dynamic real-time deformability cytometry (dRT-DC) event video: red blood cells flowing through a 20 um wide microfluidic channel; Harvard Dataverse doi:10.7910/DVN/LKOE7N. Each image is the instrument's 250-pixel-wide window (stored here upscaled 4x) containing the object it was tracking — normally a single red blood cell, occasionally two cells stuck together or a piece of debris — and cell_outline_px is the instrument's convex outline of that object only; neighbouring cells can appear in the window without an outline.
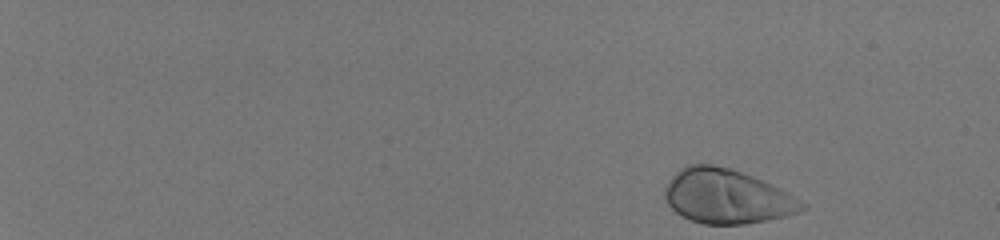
{"species": "human", "species_latin": "Homo sapiens", "temperature_condition": "room temperature", "stored_images_in_passage": 48, "camera_frame_rate_fps": 3000, "um_per_image_px": 0.085, "donor": {"sex": "male"}, "frame": {"image": 1, "passage_image": 1, "time_ms": 0.0, "image_size_px": [1000, 240], "cell_outline_px": [[808, 208], [784, 216], [768, 220], [744, 224], [704, 224], [692, 220], [676, 212], [668, 204], [664, 196], [664, 188], [668, 180], [680, 168], [688, 164], [712, 164], [728, 168], [752, 176], [772, 184], [788, 192], [808, 204]], "centroid_in_image_um": [61.78, 16.69], "position_along_channel_um": 23.2, "area_um2": 43.41}}
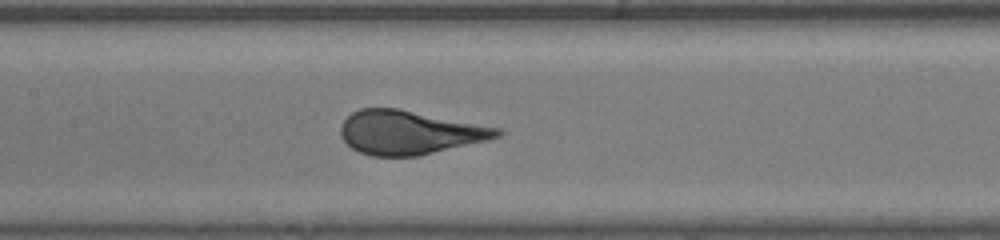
{"frame": {"image": 2, "passage_image": 26, "time_ms": 8.333, "image_size_px": [1000, 240], "cell_outline_px": [[504, 132], [500, 136], [488, 140], [416, 156], [368, 156], [352, 148], [340, 136], [340, 124], [352, 112], [360, 108], [396, 108], [504, 128]], "centroid_in_image_um": [34.81, 11.25], "position_along_channel_um": 172.6, "area_um2": 40.06}}
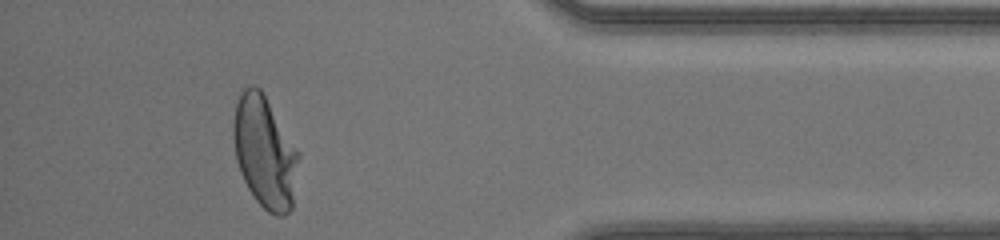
{"frame": {"image": 3, "passage_image": 45, "time_ms": 14.667, "image_size_px": [1000, 240], "cell_outline_px": [[300, 156], [292, 208], [284, 216], [276, 216], [268, 212], [256, 200], [248, 188], [240, 172], [236, 160], [232, 136], [232, 124], [236, 100], [240, 92], [248, 84], [256, 84], [260, 88], [300, 152]], "centroid_in_image_um": [22.49, 12.9], "position_along_channel_um": 412.7, "area_um2": 43.06}}